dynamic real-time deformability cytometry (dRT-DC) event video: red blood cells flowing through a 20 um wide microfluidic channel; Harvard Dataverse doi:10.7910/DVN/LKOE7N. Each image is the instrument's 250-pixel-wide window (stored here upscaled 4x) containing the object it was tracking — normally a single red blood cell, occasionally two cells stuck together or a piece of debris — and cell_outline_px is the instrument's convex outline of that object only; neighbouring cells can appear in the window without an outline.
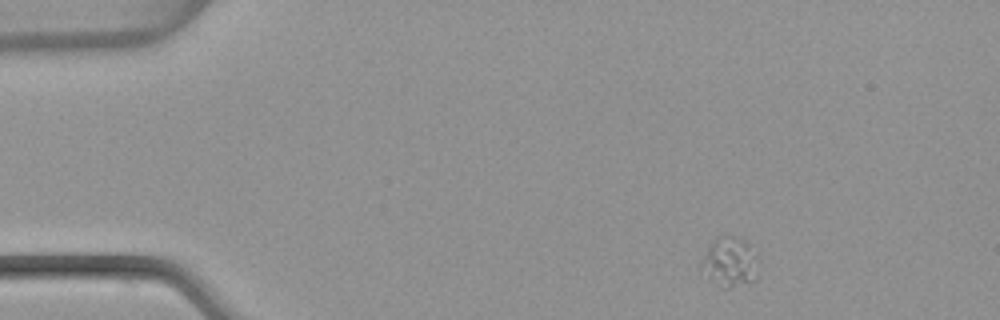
{"species": "common noctule bat (a hibernating species)", "species_latin": "Nyctalus noctula", "temperature_condition": "warm", "stored_images_in_passage": 45, "camera_frame_rate_fps": 3000, "um_per_image_px": 0.085, "animal": {"sex": "female", "body_mass_g": 22.7, "forearm_length_mm": 54.2}, "frame": {"image": 1, "passage_image": 1, "time_ms": 0.0, "image_size_px": [1000, 320], "cell_outline_px": [[756, 276], [752, 284], [728, 288], [720, 288], [700, 268], [700, 260], [712, 240], [716, 236], [724, 232], [744, 240], [756, 252]], "centroid_in_image_um": [62.01, 22.25], "position_along_channel_um": 23.0, "area_um2": 16.99}}
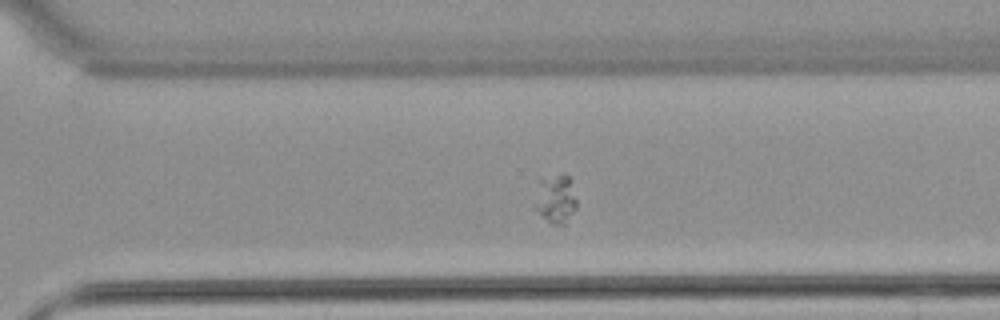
{"frame": {"image": 2, "passage_image": 30, "time_ms": 9.667, "image_size_px": [1000, 320], "cell_outline_px": [[576, 208], [564, 224], [552, 224], [532, 208], [532, 204], [536, 180], [540, 176], [564, 172], [572, 180], [576, 200]], "centroid_in_image_um": [47.14, 16.81], "position_along_channel_um": 323.5, "area_um2": 12.83}}
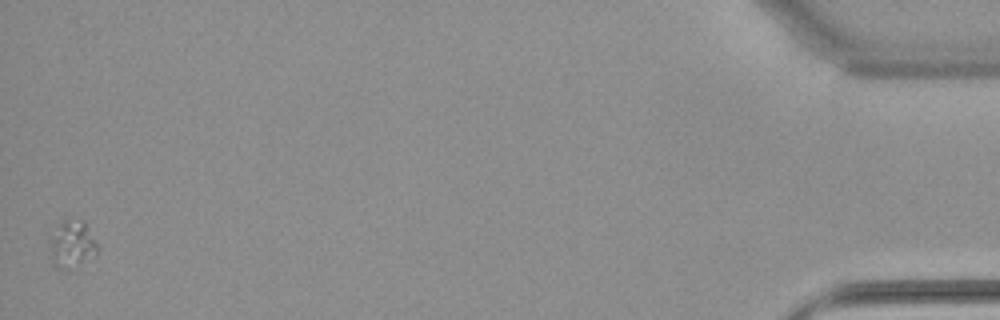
{"frame": {"image": 3, "passage_image": 45, "time_ms": 14.667, "image_size_px": [1000, 320], "cell_outline_px": [[100, 248], [96, 256], [84, 272], [76, 272], [60, 268], [52, 260], [52, 236], [56, 224], [64, 220], [84, 220], [100, 244]], "centroid_in_image_um": [6.29, 20.88], "position_along_channel_um": 428.9, "area_um2": 14.28}}